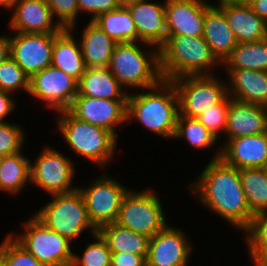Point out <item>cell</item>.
<instances>
[{
	"label": "cell",
	"instance_id": "13",
	"mask_svg": "<svg viewBox=\"0 0 267 266\" xmlns=\"http://www.w3.org/2000/svg\"><path fill=\"white\" fill-rule=\"evenodd\" d=\"M59 33H17L9 35L10 57L31 77L52 63L54 38Z\"/></svg>",
	"mask_w": 267,
	"mask_h": 266
},
{
	"label": "cell",
	"instance_id": "39",
	"mask_svg": "<svg viewBox=\"0 0 267 266\" xmlns=\"http://www.w3.org/2000/svg\"><path fill=\"white\" fill-rule=\"evenodd\" d=\"M244 233L248 249L267 247V210L254 214Z\"/></svg>",
	"mask_w": 267,
	"mask_h": 266
},
{
	"label": "cell",
	"instance_id": "24",
	"mask_svg": "<svg viewBox=\"0 0 267 266\" xmlns=\"http://www.w3.org/2000/svg\"><path fill=\"white\" fill-rule=\"evenodd\" d=\"M70 29H63L55 38L51 65L64 71L78 82L84 74L86 65L82 56L80 42H76Z\"/></svg>",
	"mask_w": 267,
	"mask_h": 266
},
{
	"label": "cell",
	"instance_id": "4",
	"mask_svg": "<svg viewBox=\"0 0 267 266\" xmlns=\"http://www.w3.org/2000/svg\"><path fill=\"white\" fill-rule=\"evenodd\" d=\"M137 43H117L108 64V68L125 90L126 87L148 90L163 80L159 49H148L150 52H145Z\"/></svg>",
	"mask_w": 267,
	"mask_h": 266
},
{
	"label": "cell",
	"instance_id": "28",
	"mask_svg": "<svg viewBox=\"0 0 267 266\" xmlns=\"http://www.w3.org/2000/svg\"><path fill=\"white\" fill-rule=\"evenodd\" d=\"M93 22L117 43L138 42L135 23L125 6L103 13Z\"/></svg>",
	"mask_w": 267,
	"mask_h": 266
},
{
	"label": "cell",
	"instance_id": "8",
	"mask_svg": "<svg viewBox=\"0 0 267 266\" xmlns=\"http://www.w3.org/2000/svg\"><path fill=\"white\" fill-rule=\"evenodd\" d=\"M23 234L12 237L44 266H71L74 252L71 241L51 230L35 215L22 224Z\"/></svg>",
	"mask_w": 267,
	"mask_h": 266
},
{
	"label": "cell",
	"instance_id": "14",
	"mask_svg": "<svg viewBox=\"0 0 267 266\" xmlns=\"http://www.w3.org/2000/svg\"><path fill=\"white\" fill-rule=\"evenodd\" d=\"M68 110L76 118L110 131L116 138V127L127 123V99L110 100L77 94Z\"/></svg>",
	"mask_w": 267,
	"mask_h": 266
},
{
	"label": "cell",
	"instance_id": "27",
	"mask_svg": "<svg viewBox=\"0 0 267 266\" xmlns=\"http://www.w3.org/2000/svg\"><path fill=\"white\" fill-rule=\"evenodd\" d=\"M98 233L106 241L111 252H125L148 257L150 238L117 223L101 226Z\"/></svg>",
	"mask_w": 267,
	"mask_h": 266
},
{
	"label": "cell",
	"instance_id": "23",
	"mask_svg": "<svg viewBox=\"0 0 267 266\" xmlns=\"http://www.w3.org/2000/svg\"><path fill=\"white\" fill-rule=\"evenodd\" d=\"M228 96L232 99L267 106V71L249 69H227Z\"/></svg>",
	"mask_w": 267,
	"mask_h": 266
},
{
	"label": "cell",
	"instance_id": "25",
	"mask_svg": "<svg viewBox=\"0 0 267 266\" xmlns=\"http://www.w3.org/2000/svg\"><path fill=\"white\" fill-rule=\"evenodd\" d=\"M128 93L108 67H86L78 82V94L101 99H127Z\"/></svg>",
	"mask_w": 267,
	"mask_h": 266
},
{
	"label": "cell",
	"instance_id": "22",
	"mask_svg": "<svg viewBox=\"0 0 267 266\" xmlns=\"http://www.w3.org/2000/svg\"><path fill=\"white\" fill-rule=\"evenodd\" d=\"M202 37L221 65L238 44L224 11L219 6L208 3L207 0Z\"/></svg>",
	"mask_w": 267,
	"mask_h": 266
},
{
	"label": "cell",
	"instance_id": "34",
	"mask_svg": "<svg viewBox=\"0 0 267 266\" xmlns=\"http://www.w3.org/2000/svg\"><path fill=\"white\" fill-rule=\"evenodd\" d=\"M29 79L30 77L11 57L0 64V90L14 94L20 89L28 93Z\"/></svg>",
	"mask_w": 267,
	"mask_h": 266
},
{
	"label": "cell",
	"instance_id": "15",
	"mask_svg": "<svg viewBox=\"0 0 267 266\" xmlns=\"http://www.w3.org/2000/svg\"><path fill=\"white\" fill-rule=\"evenodd\" d=\"M168 225L150 238L147 266H188L193 245L181 229Z\"/></svg>",
	"mask_w": 267,
	"mask_h": 266
},
{
	"label": "cell",
	"instance_id": "19",
	"mask_svg": "<svg viewBox=\"0 0 267 266\" xmlns=\"http://www.w3.org/2000/svg\"><path fill=\"white\" fill-rule=\"evenodd\" d=\"M9 21L17 33H60L63 29L55 22L46 0H20L13 8ZM55 22V23H53Z\"/></svg>",
	"mask_w": 267,
	"mask_h": 266
},
{
	"label": "cell",
	"instance_id": "10",
	"mask_svg": "<svg viewBox=\"0 0 267 266\" xmlns=\"http://www.w3.org/2000/svg\"><path fill=\"white\" fill-rule=\"evenodd\" d=\"M73 163L60 151L45 146L38 158L30 162V182L50 195L72 192L78 188L72 184Z\"/></svg>",
	"mask_w": 267,
	"mask_h": 266
},
{
	"label": "cell",
	"instance_id": "40",
	"mask_svg": "<svg viewBox=\"0 0 267 266\" xmlns=\"http://www.w3.org/2000/svg\"><path fill=\"white\" fill-rule=\"evenodd\" d=\"M79 14L81 11L92 14L91 21L99 15L119 7L115 0H78Z\"/></svg>",
	"mask_w": 267,
	"mask_h": 266
},
{
	"label": "cell",
	"instance_id": "9",
	"mask_svg": "<svg viewBox=\"0 0 267 266\" xmlns=\"http://www.w3.org/2000/svg\"><path fill=\"white\" fill-rule=\"evenodd\" d=\"M178 95L179 114L197 118L227 96V81L214 75L183 76L172 80Z\"/></svg>",
	"mask_w": 267,
	"mask_h": 266
},
{
	"label": "cell",
	"instance_id": "20",
	"mask_svg": "<svg viewBox=\"0 0 267 266\" xmlns=\"http://www.w3.org/2000/svg\"><path fill=\"white\" fill-rule=\"evenodd\" d=\"M218 2V6L224 11L238 43L254 42L267 38V22L260 18L250 5L238 0Z\"/></svg>",
	"mask_w": 267,
	"mask_h": 266
},
{
	"label": "cell",
	"instance_id": "12",
	"mask_svg": "<svg viewBox=\"0 0 267 266\" xmlns=\"http://www.w3.org/2000/svg\"><path fill=\"white\" fill-rule=\"evenodd\" d=\"M28 93L57 112L68 110L78 94V81L52 65L33 74Z\"/></svg>",
	"mask_w": 267,
	"mask_h": 266
},
{
	"label": "cell",
	"instance_id": "44",
	"mask_svg": "<svg viewBox=\"0 0 267 266\" xmlns=\"http://www.w3.org/2000/svg\"><path fill=\"white\" fill-rule=\"evenodd\" d=\"M10 57L9 35H0V64Z\"/></svg>",
	"mask_w": 267,
	"mask_h": 266
},
{
	"label": "cell",
	"instance_id": "49",
	"mask_svg": "<svg viewBox=\"0 0 267 266\" xmlns=\"http://www.w3.org/2000/svg\"><path fill=\"white\" fill-rule=\"evenodd\" d=\"M0 266H3V263H2V244L0 245Z\"/></svg>",
	"mask_w": 267,
	"mask_h": 266
},
{
	"label": "cell",
	"instance_id": "2",
	"mask_svg": "<svg viewBox=\"0 0 267 266\" xmlns=\"http://www.w3.org/2000/svg\"><path fill=\"white\" fill-rule=\"evenodd\" d=\"M146 92L132 94L127 98V125L134 120L152 133L173 138L179 116V101L172 81L162 80Z\"/></svg>",
	"mask_w": 267,
	"mask_h": 266
},
{
	"label": "cell",
	"instance_id": "30",
	"mask_svg": "<svg viewBox=\"0 0 267 266\" xmlns=\"http://www.w3.org/2000/svg\"><path fill=\"white\" fill-rule=\"evenodd\" d=\"M222 64L226 69L267 71V38L238 43Z\"/></svg>",
	"mask_w": 267,
	"mask_h": 266
},
{
	"label": "cell",
	"instance_id": "37",
	"mask_svg": "<svg viewBox=\"0 0 267 266\" xmlns=\"http://www.w3.org/2000/svg\"><path fill=\"white\" fill-rule=\"evenodd\" d=\"M231 97L227 96L220 104L210 107L197 119L217 138L221 139L220 133H224L227 124L229 102ZM219 135V136H218Z\"/></svg>",
	"mask_w": 267,
	"mask_h": 266
},
{
	"label": "cell",
	"instance_id": "18",
	"mask_svg": "<svg viewBox=\"0 0 267 266\" xmlns=\"http://www.w3.org/2000/svg\"><path fill=\"white\" fill-rule=\"evenodd\" d=\"M221 146V159L228 165L243 168H263L267 163V132L236 137Z\"/></svg>",
	"mask_w": 267,
	"mask_h": 266
},
{
	"label": "cell",
	"instance_id": "17",
	"mask_svg": "<svg viewBox=\"0 0 267 266\" xmlns=\"http://www.w3.org/2000/svg\"><path fill=\"white\" fill-rule=\"evenodd\" d=\"M205 0H165L167 35L203 36Z\"/></svg>",
	"mask_w": 267,
	"mask_h": 266
},
{
	"label": "cell",
	"instance_id": "21",
	"mask_svg": "<svg viewBox=\"0 0 267 266\" xmlns=\"http://www.w3.org/2000/svg\"><path fill=\"white\" fill-rule=\"evenodd\" d=\"M267 132L266 107L231 99L224 134L228 140Z\"/></svg>",
	"mask_w": 267,
	"mask_h": 266
},
{
	"label": "cell",
	"instance_id": "41",
	"mask_svg": "<svg viewBox=\"0 0 267 266\" xmlns=\"http://www.w3.org/2000/svg\"><path fill=\"white\" fill-rule=\"evenodd\" d=\"M111 266H147L146 258L125 252H112Z\"/></svg>",
	"mask_w": 267,
	"mask_h": 266
},
{
	"label": "cell",
	"instance_id": "42",
	"mask_svg": "<svg viewBox=\"0 0 267 266\" xmlns=\"http://www.w3.org/2000/svg\"><path fill=\"white\" fill-rule=\"evenodd\" d=\"M12 93L0 90V122H7L9 114L16 108V101L11 97Z\"/></svg>",
	"mask_w": 267,
	"mask_h": 266
},
{
	"label": "cell",
	"instance_id": "38",
	"mask_svg": "<svg viewBox=\"0 0 267 266\" xmlns=\"http://www.w3.org/2000/svg\"><path fill=\"white\" fill-rule=\"evenodd\" d=\"M53 18L62 29H75L77 15L79 14L78 0H46Z\"/></svg>",
	"mask_w": 267,
	"mask_h": 266
},
{
	"label": "cell",
	"instance_id": "36",
	"mask_svg": "<svg viewBox=\"0 0 267 266\" xmlns=\"http://www.w3.org/2000/svg\"><path fill=\"white\" fill-rule=\"evenodd\" d=\"M24 128L16 123L0 122V157L22 151L25 144Z\"/></svg>",
	"mask_w": 267,
	"mask_h": 266
},
{
	"label": "cell",
	"instance_id": "50",
	"mask_svg": "<svg viewBox=\"0 0 267 266\" xmlns=\"http://www.w3.org/2000/svg\"><path fill=\"white\" fill-rule=\"evenodd\" d=\"M263 168H264V170H265V172L267 174V163L265 164V166Z\"/></svg>",
	"mask_w": 267,
	"mask_h": 266
},
{
	"label": "cell",
	"instance_id": "5",
	"mask_svg": "<svg viewBox=\"0 0 267 266\" xmlns=\"http://www.w3.org/2000/svg\"><path fill=\"white\" fill-rule=\"evenodd\" d=\"M57 113V127L70 150L102 168L110 163L117 146V138L110 131L76 118L69 110Z\"/></svg>",
	"mask_w": 267,
	"mask_h": 266
},
{
	"label": "cell",
	"instance_id": "35",
	"mask_svg": "<svg viewBox=\"0 0 267 266\" xmlns=\"http://www.w3.org/2000/svg\"><path fill=\"white\" fill-rule=\"evenodd\" d=\"M2 263L3 266H44L33 254L21 246L11 234H8L2 242Z\"/></svg>",
	"mask_w": 267,
	"mask_h": 266
},
{
	"label": "cell",
	"instance_id": "7",
	"mask_svg": "<svg viewBox=\"0 0 267 266\" xmlns=\"http://www.w3.org/2000/svg\"><path fill=\"white\" fill-rule=\"evenodd\" d=\"M131 190L122 201L115 223L151 238L167 225L160 197L152 188Z\"/></svg>",
	"mask_w": 267,
	"mask_h": 266
},
{
	"label": "cell",
	"instance_id": "47",
	"mask_svg": "<svg viewBox=\"0 0 267 266\" xmlns=\"http://www.w3.org/2000/svg\"><path fill=\"white\" fill-rule=\"evenodd\" d=\"M119 6H125L127 4H130L134 2L135 0H115Z\"/></svg>",
	"mask_w": 267,
	"mask_h": 266
},
{
	"label": "cell",
	"instance_id": "16",
	"mask_svg": "<svg viewBox=\"0 0 267 266\" xmlns=\"http://www.w3.org/2000/svg\"><path fill=\"white\" fill-rule=\"evenodd\" d=\"M163 4L135 0L125 5L135 23L138 42L155 49H160L167 37L165 2Z\"/></svg>",
	"mask_w": 267,
	"mask_h": 266
},
{
	"label": "cell",
	"instance_id": "6",
	"mask_svg": "<svg viewBox=\"0 0 267 266\" xmlns=\"http://www.w3.org/2000/svg\"><path fill=\"white\" fill-rule=\"evenodd\" d=\"M52 200L35 212V216L51 230L73 242L85 229L94 234L98 229L91 222L84 198L78 188L69 193L53 194Z\"/></svg>",
	"mask_w": 267,
	"mask_h": 266
},
{
	"label": "cell",
	"instance_id": "32",
	"mask_svg": "<svg viewBox=\"0 0 267 266\" xmlns=\"http://www.w3.org/2000/svg\"><path fill=\"white\" fill-rule=\"evenodd\" d=\"M174 138L185 139L194 149L212 148L217 138L197 119L179 114Z\"/></svg>",
	"mask_w": 267,
	"mask_h": 266
},
{
	"label": "cell",
	"instance_id": "1",
	"mask_svg": "<svg viewBox=\"0 0 267 266\" xmlns=\"http://www.w3.org/2000/svg\"><path fill=\"white\" fill-rule=\"evenodd\" d=\"M217 150L198 180L191 185V192L206 208L244 231L254 214L248 206L239 169L220 158L221 147Z\"/></svg>",
	"mask_w": 267,
	"mask_h": 266
},
{
	"label": "cell",
	"instance_id": "11",
	"mask_svg": "<svg viewBox=\"0 0 267 266\" xmlns=\"http://www.w3.org/2000/svg\"><path fill=\"white\" fill-rule=\"evenodd\" d=\"M89 185L86 188L78 186V190L84 198L91 222L97 229L114 223L122 201L130 189L105 174Z\"/></svg>",
	"mask_w": 267,
	"mask_h": 266
},
{
	"label": "cell",
	"instance_id": "46",
	"mask_svg": "<svg viewBox=\"0 0 267 266\" xmlns=\"http://www.w3.org/2000/svg\"><path fill=\"white\" fill-rule=\"evenodd\" d=\"M20 0H0V6L8 9H12Z\"/></svg>",
	"mask_w": 267,
	"mask_h": 266
},
{
	"label": "cell",
	"instance_id": "48",
	"mask_svg": "<svg viewBox=\"0 0 267 266\" xmlns=\"http://www.w3.org/2000/svg\"><path fill=\"white\" fill-rule=\"evenodd\" d=\"M238 1H240V2H242L244 4H247V5H251L256 0H238Z\"/></svg>",
	"mask_w": 267,
	"mask_h": 266
},
{
	"label": "cell",
	"instance_id": "43",
	"mask_svg": "<svg viewBox=\"0 0 267 266\" xmlns=\"http://www.w3.org/2000/svg\"><path fill=\"white\" fill-rule=\"evenodd\" d=\"M255 266H267V247L263 249H248Z\"/></svg>",
	"mask_w": 267,
	"mask_h": 266
},
{
	"label": "cell",
	"instance_id": "31",
	"mask_svg": "<svg viewBox=\"0 0 267 266\" xmlns=\"http://www.w3.org/2000/svg\"><path fill=\"white\" fill-rule=\"evenodd\" d=\"M242 188L253 214L267 210V174L264 168L239 169Z\"/></svg>",
	"mask_w": 267,
	"mask_h": 266
},
{
	"label": "cell",
	"instance_id": "45",
	"mask_svg": "<svg viewBox=\"0 0 267 266\" xmlns=\"http://www.w3.org/2000/svg\"><path fill=\"white\" fill-rule=\"evenodd\" d=\"M250 6L260 18L267 22V0H256Z\"/></svg>",
	"mask_w": 267,
	"mask_h": 266
},
{
	"label": "cell",
	"instance_id": "3",
	"mask_svg": "<svg viewBox=\"0 0 267 266\" xmlns=\"http://www.w3.org/2000/svg\"><path fill=\"white\" fill-rule=\"evenodd\" d=\"M159 59L162 78L167 81L183 76L214 75L215 66L221 63L202 36L167 35L159 49Z\"/></svg>",
	"mask_w": 267,
	"mask_h": 266
},
{
	"label": "cell",
	"instance_id": "29",
	"mask_svg": "<svg viewBox=\"0 0 267 266\" xmlns=\"http://www.w3.org/2000/svg\"><path fill=\"white\" fill-rule=\"evenodd\" d=\"M22 151L0 158V190L17 195L30 182V159Z\"/></svg>",
	"mask_w": 267,
	"mask_h": 266
},
{
	"label": "cell",
	"instance_id": "26",
	"mask_svg": "<svg viewBox=\"0 0 267 266\" xmlns=\"http://www.w3.org/2000/svg\"><path fill=\"white\" fill-rule=\"evenodd\" d=\"M79 42L86 67H108L117 42L110 38L97 24L90 20L83 30Z\"/></svg>",
	"mask_w": 267,
	"mask_h": 266
},
{
	"label": "cell",
	"instance_id": "33",
	"mask_svg": "<svg viewBox=\"0 0 267 266\" xmlns=\"http://www.w3.org/2000/svg\"><path fill=\"white\" fill-rule=\"evenodd\" d=\"M95 241L88 243L82 256L74 253L71 266H111L112 252L99 233L93 235Z\"/></svg>",
	"mask_w": 267,
	"mask_h": 266
}]
</instances>
